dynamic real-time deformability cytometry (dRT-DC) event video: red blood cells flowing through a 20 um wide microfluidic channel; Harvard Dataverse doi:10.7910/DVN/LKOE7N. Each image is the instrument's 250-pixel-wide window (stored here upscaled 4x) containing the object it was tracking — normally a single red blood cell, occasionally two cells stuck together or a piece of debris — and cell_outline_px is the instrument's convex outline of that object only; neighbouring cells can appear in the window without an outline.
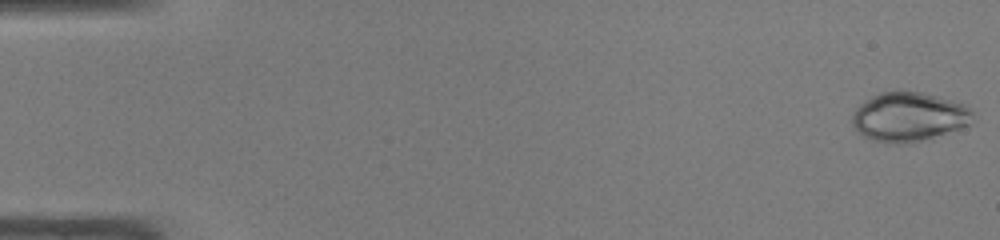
{"species": "common noctule bat (a hibernating species)", "species_latin": "Nyctalus noctula", "temperature_condition": "warm", "stored_images_in_passage": 48, "camera_frame_rate_fps": 3000, "um_per_image_px": 0.085, "animal": {"sex": "male", "body_mass_g": 19.0, "forearm_length_mm": 50.8}, "frame": {"image": 1, "passage_image": 1, "time_ms": 0.0, "image_size_px": [1000, 240], "cell_outline_px": [[972, 112], [968, 124], [960, 128], [920, 140], [904, 144], [888, 144], [872, 140], [856, 132], [852, 124], [852, 116], [856, 108], [860, 104], [872, 96], [880, 92], [924, 92], [964, 104]], "centroid_in_image_um": [77.18, 9.94], "position_along_channel_um": 7.8, "area_um2": 34.1}}
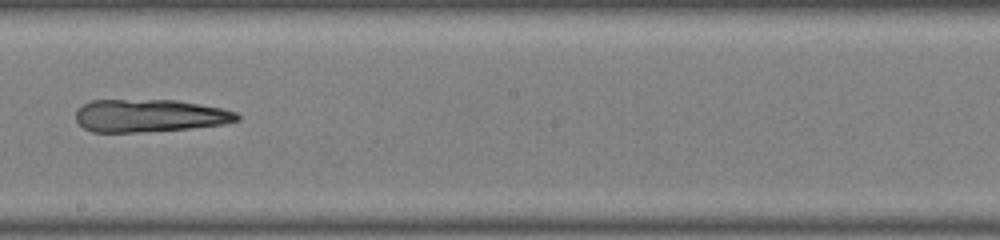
{"frame": {"image": 2, "passage_image": 28, "time_ms": 9.0, "image_size_px": [1000, 240], "cell_outline_px": [[240, 120], [224, 124], [188, 128], [140, 132], [92, 132], [84, 128], [76, 120], [76, 112], [84, 104], [92, 100], [176, 100], [220, 108], [236, 112], [240, 116]], "centroid_in_image_um": [12.71, 9.83], "position_along_channel_um": 235.5, "area_um2": 30.52}}
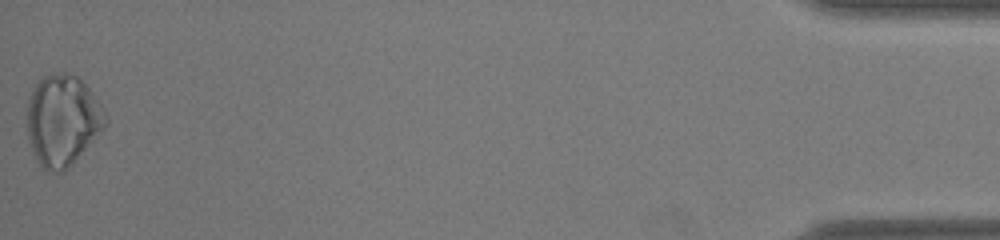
{"frame": {"image": 3, "passage_image": 48, "time_ms": 15.667, "image_size_px": [1000, 240], "cell_outline_px": [[108, 120], [104, 128], [72, 164], [64, 172], [48, 172], [40, 164], [28, 140], [28, 100], [32, 88], [44, 76], [64, 72], [76, 76], [88, 88], [104, 108], [108, 116]], "centroid_in_image_um": [5.33, 10.23], "position_along_channel_um": 429.9, "area_um2": 41.21}}